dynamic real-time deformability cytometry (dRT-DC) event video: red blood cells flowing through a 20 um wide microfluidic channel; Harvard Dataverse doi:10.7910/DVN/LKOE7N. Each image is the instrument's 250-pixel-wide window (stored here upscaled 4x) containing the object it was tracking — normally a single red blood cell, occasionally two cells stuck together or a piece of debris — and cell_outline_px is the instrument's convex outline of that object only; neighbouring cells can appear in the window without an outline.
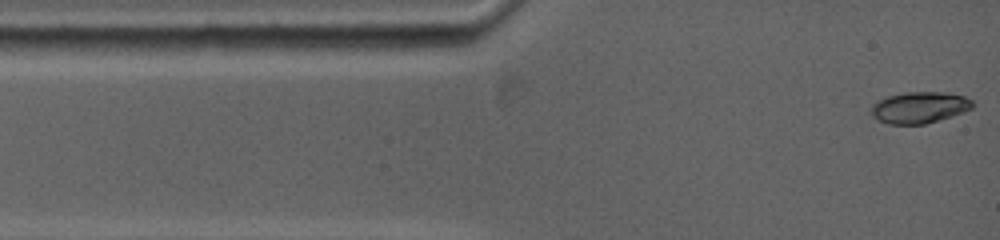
{"species": "common noctule bat (a hibernating species)", "species_latin": "Nyctalus noctula", "temperature_condition": "warm", "stored_images_in_passage": 55, "camera_frame_rate_fps": 5000, "um_per_image_px": 0.085, "animal": {"sex": "female", "body_mass_g": 19.0, "forearm_length_mm": 53.3}, "frame": {"image": 1, "passage_image": 1, "time_ms": 0.0, "image_size_px": [1000, 240], "cell_outline_px": [[976, 104], [972, 108], [964, 112], [952, 116], [924, 124], [888, 124], [872, 116], [868, 112], [872, 104], [876, 100], [888, 96], [904, 92], [944, 92], [964, 96], [972, 100]], "centroid_in_image_um": [78.13, 9.13], "position_along_channel_um": 6.9, "area_um2": 18.79}}
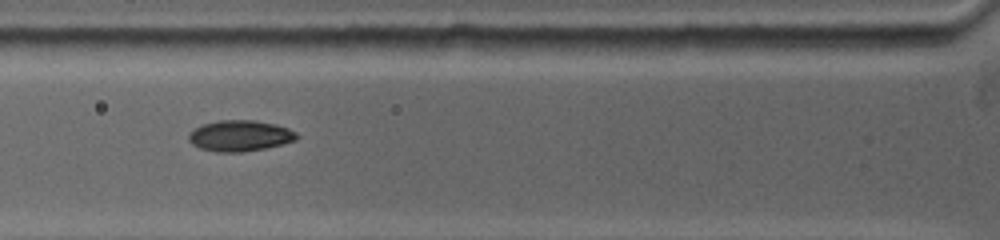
{"frame": {"image": 2, "passage_image": 23, "time_ms": 3.8, "image_size_px": [1000, 240], "cell_outline_px": [[300, 136], [296, 140], [264, 148], [240, 152], [216, 152], [200, 148], [192, 144], [188, 140], [188, 136], [200, 124], [220, 120], [256, 120], [276, 124], [288, 128], [296, 132]], "centroid_in_image_um": [20.4, 11.53], "position_along_channel_um": 105.4, "area_um2": 19.48}}
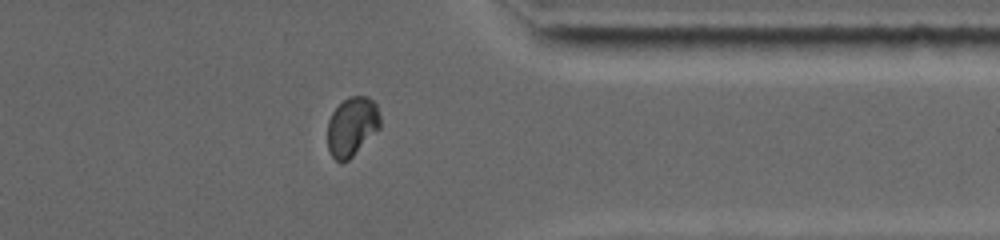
{"frame": {"image": 3, "passage_image": 42, "time_ms": 11.2, "image_size_px": [1000, 240], "cell_outline_px": [[380, 128], [348, 160], [340, 164], [332, 156], [328, 148], [328, 120], [332, 112], [348, 96], [368, 96], [376, 104], [380, 116]], "centroid_in_image_um": [29.92, 10.75], "position_along_channel_um": 381.5, "area_um2": 18.09}, "authors_computed_cell_mechanics": {"area_um2": 18.785, "velocity_mm_per_s": 3.8405, "shape_relaxation_time_tau1_ms": 11.236, "shape_relaxation_time_tau2_ms": 0.8756, "deformation_change_tau1": 0.2733, "deformation_change_tau2": 0.025}}